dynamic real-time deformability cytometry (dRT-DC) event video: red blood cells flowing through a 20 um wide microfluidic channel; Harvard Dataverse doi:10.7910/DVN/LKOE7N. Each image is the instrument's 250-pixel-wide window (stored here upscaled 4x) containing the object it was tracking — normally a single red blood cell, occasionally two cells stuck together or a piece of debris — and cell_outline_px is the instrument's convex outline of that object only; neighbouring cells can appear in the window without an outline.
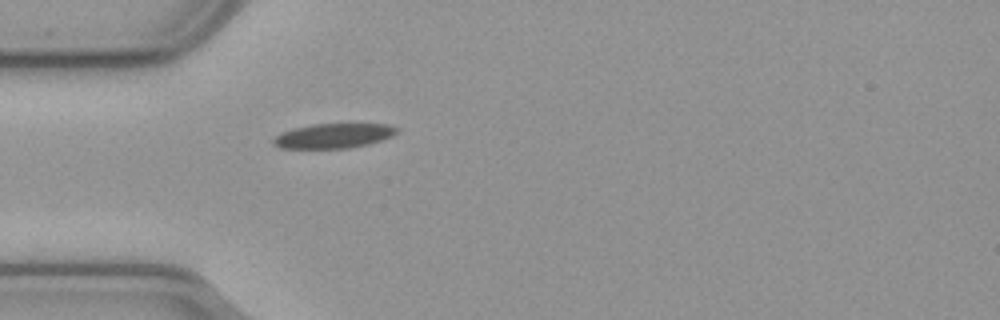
{"species": "common noctule bat (a hibernating species)", "species_latin": "Nyctalus noctula", "temperature_condition": "cold", "stored_images_in_passage": 41, "camera_frame_rate_fps": 3000, "um_per_image_px": 0.085, "animal": {"sex": "male", "body_mass_g": 23.1, "forearm_length_mm": 52.7}, "frame": {"image": 1, "passage_image": 1, "time_ms": 0.0, "image_size_px": [1000, 320], "cell_outline_px": [[400, 128], [392, 136], [368, 144], [348, 148], [280, 148], [272, 144], [272, 140], [276, 136], [292, 128], [312, 124], [388, 124]], "centroid_in_image_um": [28.34, 11.54], "position_along_channel_um": 56.7, "area_um2": 17.69}}
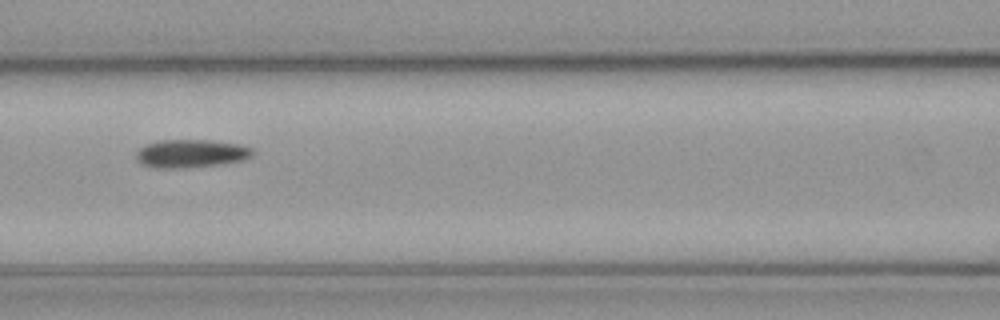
{"frame": {"image": 2, "passage_image": 9, "time_ms": 2.667, "image_size_px": [1000, 320], "cell_outline_px": [[256, 152], [252, 156], [244, 160], [224, 164], [184, 168], [160, 168], [144, 164], [136, 156], [136, 152], [140, 148], [148, 144], [160, 140], [208, 140], [240, 144], [252, 148]], "centroid_in_image_um": [16.33, 13.05], "position_along_channel_um": 150.3, "area_um2": 19.07}}
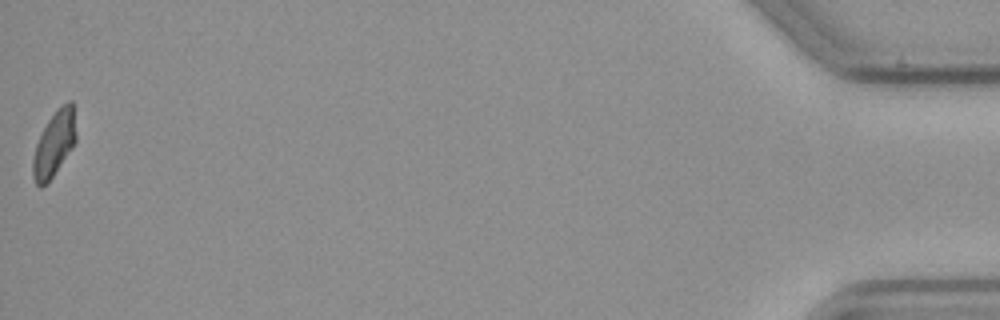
{"frame": {"image": 3, "passage_image": 41, "time_ms": 13.333, "image_size_px": [1000, 320], "cell_outline_px": [[76, 140], [72, 148], [52, 176], [40, 188], [36, 184], [32, 176], [32, 160], [36, 144], [48, 120], [56, 108], [68, 100], [72, 100], [76, 132]], "centroid_in_image_um": [4.6, 12.19], "position_along_channel_um": 430.6, "area_um2": 16.24}, "authors_computed_cell_mechanics": {"area_um2": 17.7446, "velocity_mm_per_s": 3.6253, "shape_relaxation_time_tau1_ms": 7.8501, "shape_relaxation_time_tau2_ms": null, "deformation_change_tau1": 0.141, "deformation_change_tau2": null}}